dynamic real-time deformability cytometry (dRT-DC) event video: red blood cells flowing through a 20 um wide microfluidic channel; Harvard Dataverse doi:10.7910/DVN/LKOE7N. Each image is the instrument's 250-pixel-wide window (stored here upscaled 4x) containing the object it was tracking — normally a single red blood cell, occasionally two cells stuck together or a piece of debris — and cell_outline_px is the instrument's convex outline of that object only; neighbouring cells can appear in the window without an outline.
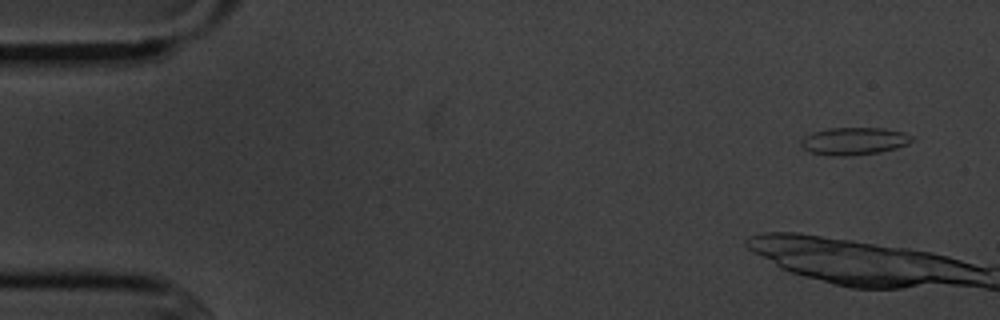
{"species": "common noctule bat (a hibernating species)", "species_latin": "Nyctalus noctula", "temperature_condition": "cold", "stored_images_in_passage": 5, "camera_frame_rate_fps": 3000, "um_per_image_px": 0.085, "animal": {"sex": "male", "body_mass_g": 20.1, "forearm_length_mm": 53.5}, "frame": {"image": 1, "passage_image": 1, "time_ms": 0.0, "image_size_px": [1000, 320], "cell_outline_px": [[912, 140], [908, 144], [896, 148], [880, 152], [852, 156], [828, 156], [808, 152], [800, 144], [800, 140], [804, 136], [812, 132], [828, 128], [884, 128], [904, 132], [912, 136]], "centroid_in_image_um": [72.56, 12.0], "position_along_channel_um": 12.4, "area_um2": 18.03}}